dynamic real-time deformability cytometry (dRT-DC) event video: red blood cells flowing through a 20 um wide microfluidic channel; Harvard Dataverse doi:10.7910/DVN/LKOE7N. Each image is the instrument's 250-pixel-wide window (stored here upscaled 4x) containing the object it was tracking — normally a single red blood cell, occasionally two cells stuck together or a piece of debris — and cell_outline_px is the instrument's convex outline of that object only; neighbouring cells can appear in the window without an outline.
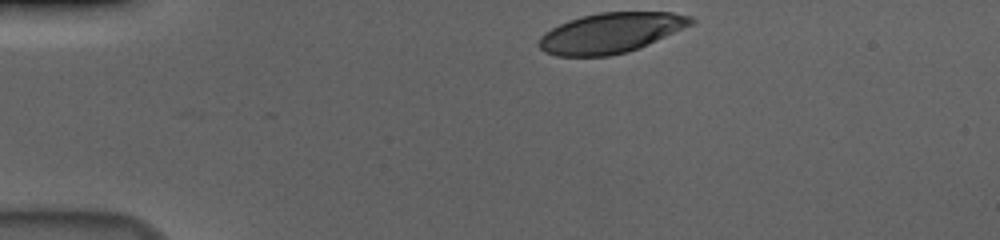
{"species": "human", "species_latin": "Homo sapiens", "temperature_condition": "cold", "stored_images_in_passage": 36, "camera_frame_rate_fps": 3000, "um_per_image_px": 0.085, "donor": {"sex": "male"}, "frame": {"image": 1, "passage_image": 1, "time_ms": 0.0, "image_size_px": [1000, 240], "cell_outline_px": [[696, 20], [692, 24], [648, 44], [628, 52], [608, 56], [556, 56], [544, 52], [536, 44], [540, 36], [544, 32], [568, 20], [580, 16], [600, 12], [672, 12], [692, 16]], "centroid_in_image_um": [51.88, 2.79], "position_along_channel_um": 33.1, "area_um2": 35.66}}
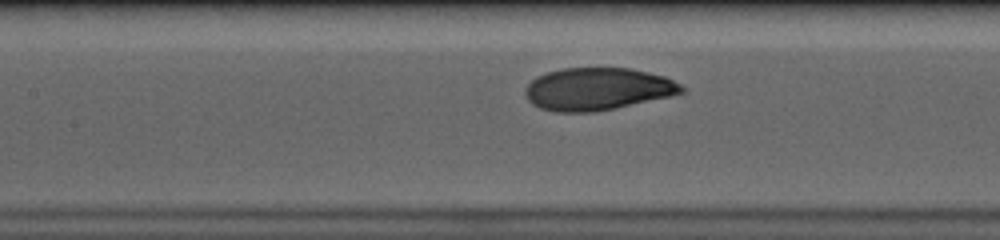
{"frame": {"image": 2, "passage_image": 16, "time_ms": 5.0, "image_size_px": [1000, 240], "cell_outline_px": [[684, 92], [672, 96], [596, 112], [556, 112], [540, 108], [532, 104], [528, 100], [524, 92], [524, 88], [536, 76], [548, 72], [564, 68], [632, 68], [664, 76], [680, 84], [684, 88]], "centroid_in_image_um": [50.78, 7.57], "position_along_channel_um": 156.6, "area_um2": 38.78}}
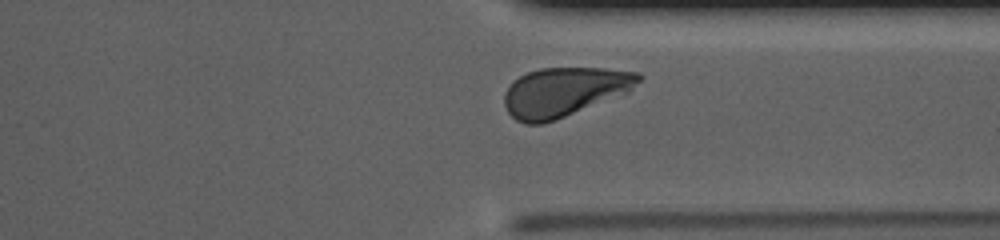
{"frame": {"image": 3, "passage_image": 33, "time_ms": 10.667, "image_size_px": [1000, 240], "cell_outline_px": [[644, 76], [628, 92], [556, 120], [544, 124], [524, 124], [516, 120], [508, 112], [504, 104], [504, 92], [512, 80], [528, 72], [540, 68], [604, 68], [640, 72]], "centroid_in_image_um": [47.94, 7.81], "position_along_channel_um": 363.5, "area_um2": 38.61}, "authors_computed_cell_mechanics": {"area_um2": 38.6971, "velocity_mm_per_s": 3.6439, "shape_relaxation_time_tau1_ms": 3.4895, "shape_relaxation_time_tau2_ms": 1.1593, "deformation_change_tau1": 0.1898, "deformation_change_tau2": 0.0585}}